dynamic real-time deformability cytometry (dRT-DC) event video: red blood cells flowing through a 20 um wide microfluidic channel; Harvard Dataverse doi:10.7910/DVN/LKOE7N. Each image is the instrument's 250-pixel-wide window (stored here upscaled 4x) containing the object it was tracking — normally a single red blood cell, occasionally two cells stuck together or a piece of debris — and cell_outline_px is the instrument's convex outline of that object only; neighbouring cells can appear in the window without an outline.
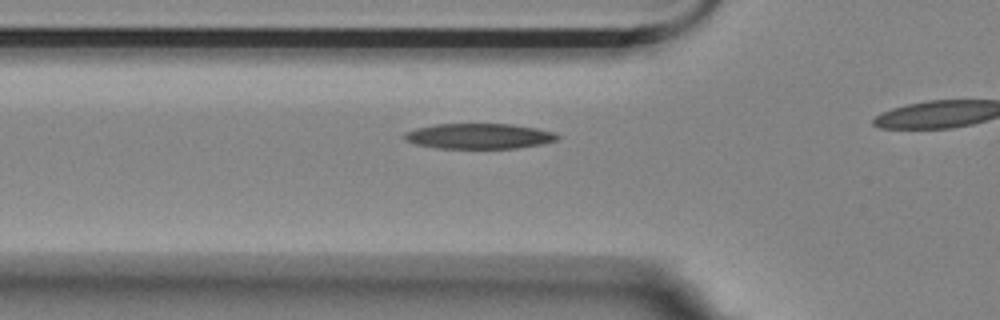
{"species": "Egyptian fruit bat (a non-hibernating species)", "species_latin": "Rousettus aegyptiacus", "temperature_condition": "room temperature", "stored_images_in_passage": 12, "camera_frame_rate_fps": 3000, "um_per_image_px": 0.085, "animal": {"sex": "female"}, "frame": {"image": 1, "passage_image": 3, "time_ms": 0.667, "image_size_px": [1000, 320], "cell_outline_px": [[560, 136], [556, 140], [540, 144], [516, 148], [436, 148], [416, 144], [404, 140], [400, 136], [404, 132], [416, 128], [436, 124], [512, 124], [536, 128], [556, 132]], "centroid_in_image_um": [40.67, 11.57], "position_along_channel_um": 85.1, "area_um2": 22.72}}
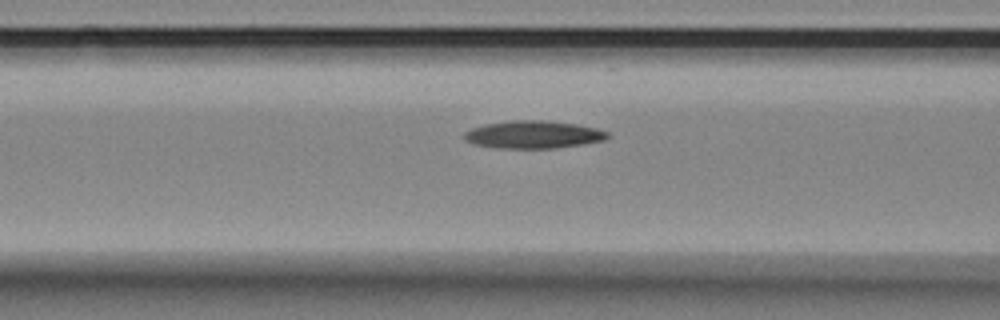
{"frame": {"image": 2, "passage_image": 6, "time_ms": 1.667, "image_size_px": [1000, 320], "cell_outline_px": [[612, 136], [604, 140], [556, 148], [496, 148], [476, 144], [468, 140], [464, 136], [464, 132], [472, 128], [484, 124], [512, 120], [544, 120], [576, 124], [596, 128], [608, 132]], "centroid_in_image_um": [45.36, 11.43], "position_along_channel_um": 121.2, "area_um2": 22.95}}
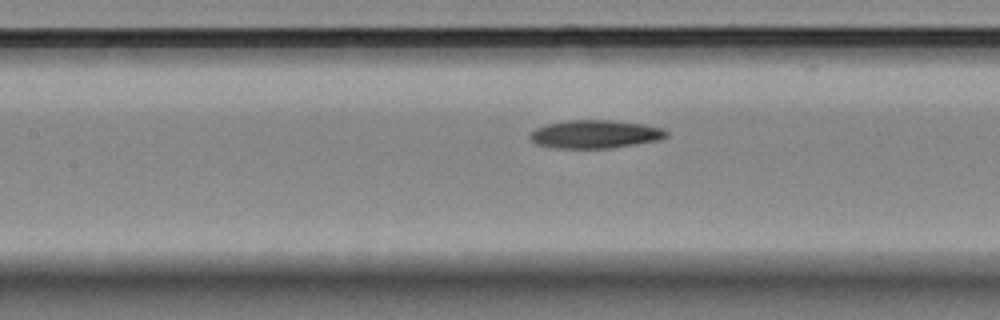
{"frame": {"image": 3, "passage_image": 9, "time_ms": 2.667, "image_size_px": [1000, 320], "cell_outline_px": [[668, 136], [660, 140], [612, 148], [552, 148], [536, 144], [528, 140], [528, 136], [536, 128], [548, 124], [568, 120], [612, 120], [644, 124], [660, 128], [668, 132]], "centroid_in_image_um": [50.56, 11.41], "position_along_channel_um": 156.8, "area_um2": 22.54}}